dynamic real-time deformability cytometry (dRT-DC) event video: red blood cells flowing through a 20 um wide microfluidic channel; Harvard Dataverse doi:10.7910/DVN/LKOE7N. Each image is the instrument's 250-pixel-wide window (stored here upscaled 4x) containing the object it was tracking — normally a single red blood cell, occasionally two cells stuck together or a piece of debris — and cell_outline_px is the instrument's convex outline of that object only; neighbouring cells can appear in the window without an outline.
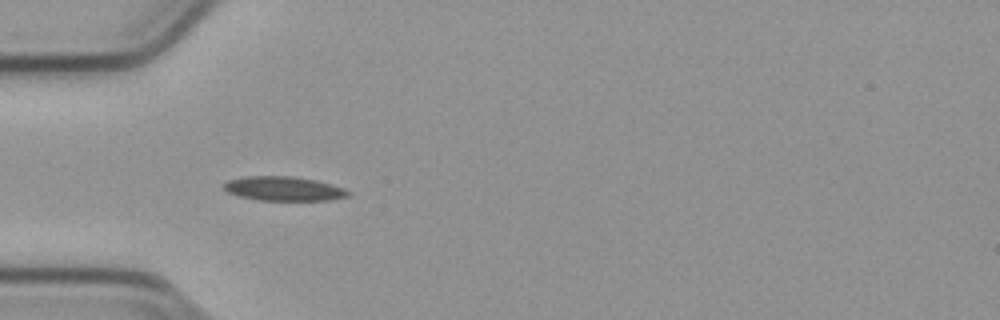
{"species": "common noctule bat (a hibernating species)", "species_latin": "Nyctalus noctula", "temperature_condition": "cold", "stored_images_in_passage": 38, "camera_frame_rate_fps": 3000, "um_per_image_px": 0.085, "animal": {"sex": "male", "body_mass_g": 23.1, "forearm_length_mm": 52.7}, "frame": {"image": 1, "passage_image": 1, "time_ms": 0.0, "image_size_px": [1000, 320], "cell_outline_px": [[352, 192], [348, 196], [328, 200], [260, 200], [240, 196], [228, 192], [224, 188], [224, 184], [228, 180], [244, 176], [292, 176], [316, 180], [332, 184], [344, 188]], "centroid_in_image_um": [24.14, 16.03], "position_along_channel_um": 60.9, "area_um2": 17.51}}
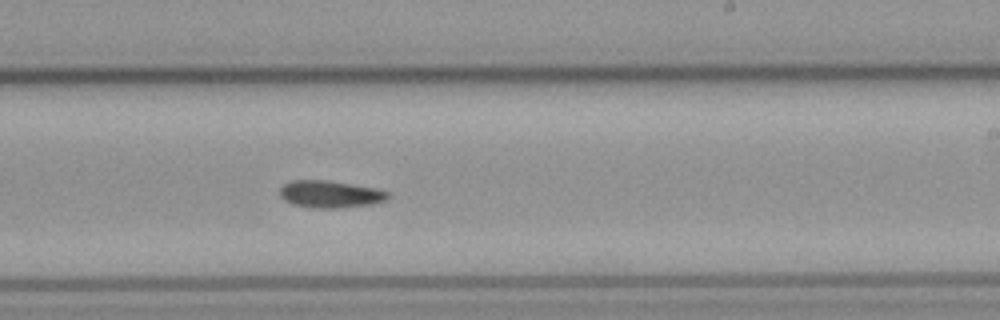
{"frame": {"image": 2, "passage_image": 17, "time_ms": 5.333, "image_size_px": [1000, 320], "cell_outline_px": [[392, 196], [384, 200], [372, 204], [340, 208], [312, 208], [292, 204], [284, 200], [280, 196], [280, 188], [284, 184], [292, 180], [324, 180], [376, 188], [388, 192]], "centroid_in_image_um": [28.05, 16.51], "position_along_channel_um": 260.9, "area_um2": 17.11}}
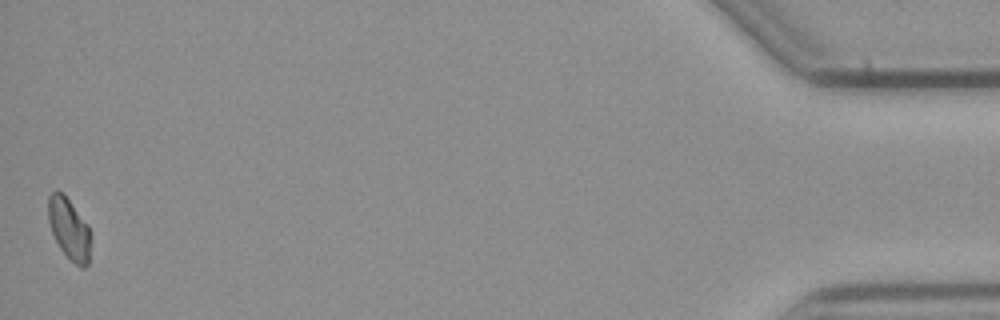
{"frame": {"image": 3, "passage_image": 38, "time_ms": 12.333, "image_size_px": [1000, 320], "cell_outline_px": [[92, 236], [88, 264], [84, 268], [80, 268], [60, 248], [52, 232], [48, 220], [48, 196], [56, 188], [68, 200], [88, 224]], "centroid_in_image_um": [5.9, 19.46], "position_along_channel_um": 429.3, "area_um2": 15.14}}